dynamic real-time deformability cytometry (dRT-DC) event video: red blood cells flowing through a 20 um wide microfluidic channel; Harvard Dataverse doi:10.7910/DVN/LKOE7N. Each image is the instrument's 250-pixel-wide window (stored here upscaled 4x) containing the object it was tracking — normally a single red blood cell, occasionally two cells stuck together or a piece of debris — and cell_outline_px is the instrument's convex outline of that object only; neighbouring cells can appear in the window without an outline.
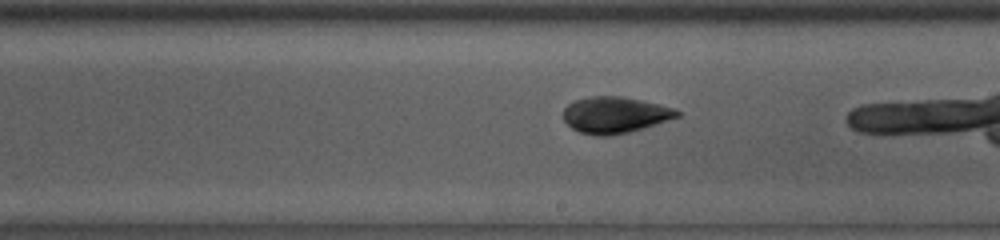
{"species": "common noctule bat (a hibernating species)", "species_latin": "Nyctalus noctula", "temperature_condition": "room temperature", "stored_images_in_passage": 27, "camera_frame_rate_fps": 3000, "um_per_image_px": 0.085, "animal": {"sex": "male", "body_mass_g": 13.0, "forearm_length_mm": 53.1}, "frame": {"image": 1, "passage_image": 16, "time_ms": 5.0, "image_size_px": [1000, 240], "cell_outline_px": [[680, 116], [644, 128], [628, 132], [608, 136], [596, 136], [580, 132], [572, 128], [564, 120], [564, 108], [568, 104], [576, 100], [588, 96], [620, 96], [660, 104], [672, 108], [680, 112]], "centroid_in_image_um": [52.26, 9.77], "position_along_channel_um": 236.7, "area_um2": 23.99}}
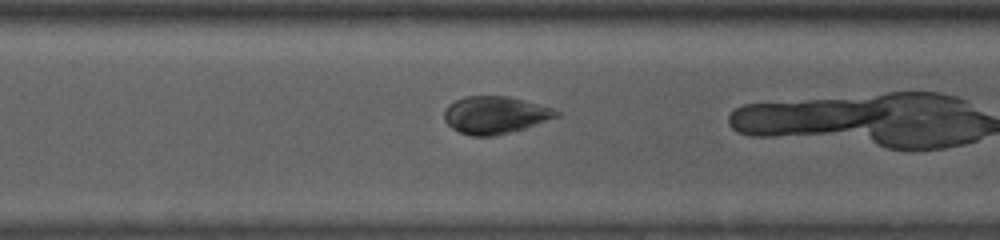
{"frame": {"image": 2, "passage_image": 23, "time_ms": 7.333, "image_size_px": [1000, 240], "cell_outline_px": [[560, 116], [536, 124], [496, 136], [472, 136], [460, 132], [452, 128], [444, 120], [444, 112], [448, 104], [464, 96], [508, 96], [552, 108], [560, 112]], "centroid_in_image_um": [42.06, 9.77], "position_along_channel_um": 328.5, "area_um2": 24.28}}